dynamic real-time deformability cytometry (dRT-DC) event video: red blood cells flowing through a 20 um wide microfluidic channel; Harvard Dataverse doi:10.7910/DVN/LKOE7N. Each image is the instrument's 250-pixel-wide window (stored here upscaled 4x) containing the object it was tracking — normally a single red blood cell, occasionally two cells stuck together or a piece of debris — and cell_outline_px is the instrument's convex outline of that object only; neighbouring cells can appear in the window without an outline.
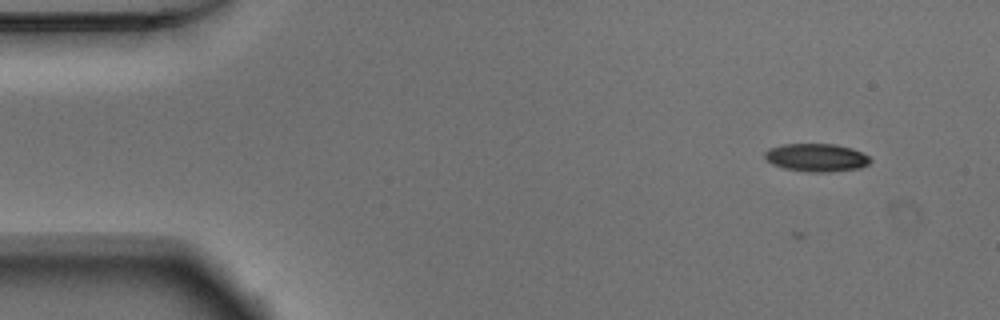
{"species": "Egyptian fruit bat (a non-hibernating species)", "species_latin": "Rousettus aegyptiacus", "temperature_condition": "warm", "stored_images_in_passage": 56, "camera_frame_rate_fps": 3000, "um_per_image_px": 0.085, "animal": {"sex": "male"}, "frame": {"image": 1, "passage_image": 8, "time_ms": 2.333, "image_size_px": [1000, 320], "cell_outline_px": [[872, 160], [868, 164], [860, 168], [828, 172], [812, 172], [784, 168], [772, 164], [764, 156], [764, 152], [768, 148], [784, 144], [836, 144], [852, 148], [868, 156]], "centroid_in_image_um": [69.39, 13.39], "position_along_channel_um": 15.6, "area_um2": 17.17}}
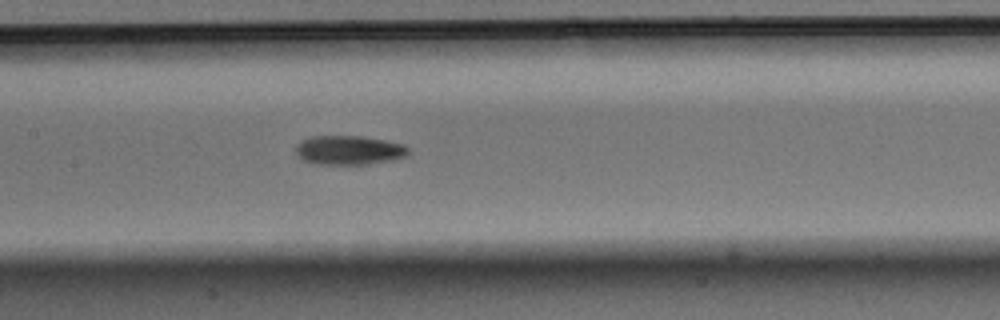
{"frame": {"image": 2, "passage_image": 28, "time_ms": 9.0, "image_size_px": [1000, 320], "cell_outline_px": [[408, 156], [396, 160], [368, 164], [312, 164], [304, 160], [296, 152], [296, 144], [312, 136], [360, 136], [384, 140], [404, 144], [408, 148]], "centroid_in_image_um": [29.7, 12.77], "position_along_channel_um": 177.7, "area_um2": 19.19}}
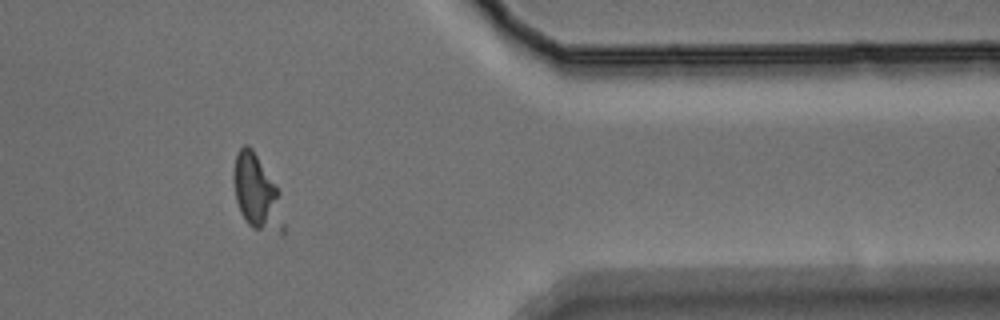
{"frame": {"image": 3, "passage_image": 46, "time_ms": 15.0, "image_size_px": [1000, 320], "cell_outline_px": [[284, 236], [252, 228], [248, 224], [240, 212], [236, 200], [232, 176], [236, 156], [240, 148], [244, 144], [248, 144], [252, 148], [280, 192], [284, 224]], "centroid_in_image_um": [21.84, 16.43], "position_along_channel_um": 389.6, "area_um2": 21.96}, "authors_computed_cell_mechanics": {"area_um2": 18.2648, "velocity_mm_per_s": 3.8927, "shape_relaxation_time_tau1_ms": 3.5081, "shape_relaxation_time_tau2_ms": null, "deformation_change_tau1": 0.1331, "deformation_change_tau2": null}}